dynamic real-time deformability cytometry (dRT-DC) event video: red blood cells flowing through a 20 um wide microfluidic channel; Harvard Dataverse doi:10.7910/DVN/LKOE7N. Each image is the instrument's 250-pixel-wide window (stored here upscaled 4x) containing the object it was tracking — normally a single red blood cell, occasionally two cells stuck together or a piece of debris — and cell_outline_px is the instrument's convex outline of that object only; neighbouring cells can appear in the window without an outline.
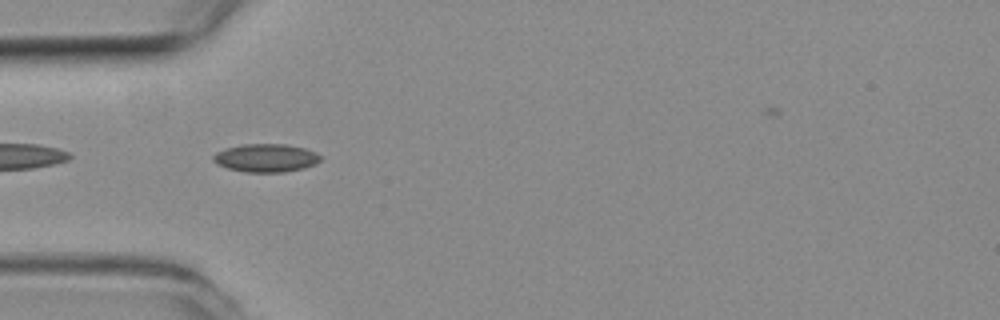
{"species": "common noctule bat (a hibernating species)", "species_latin": "Nyctalus noctula", "temperature_condition": "room temperature", "stored_images_in_passage": 41, "camera_frame_rate_fps": 3000, "um_per_image_px": 0.085, "animal": {"sex": "female", "body_mass_g": 19.3, "forearm_length_mm": 54.1}, "frame": {"image": 1, "passage_image": 2, "time_ms": 0.333, "image_size_px": [1000, 320], "cell_outline_px": [[320, 160], [316, 164], [304, 168], [284, 172], [244, 172], [228, 168], [216, 164], [212, 160], [212, 156], [216, 152], [224, 148], [240, 144], [284, 144], [304, 148], [316, 152], [320, 156]], "centroid_in_image_um": [22.57, 13.42], "position_along_channel_um": 62.4, "area_um2": 17.74}}
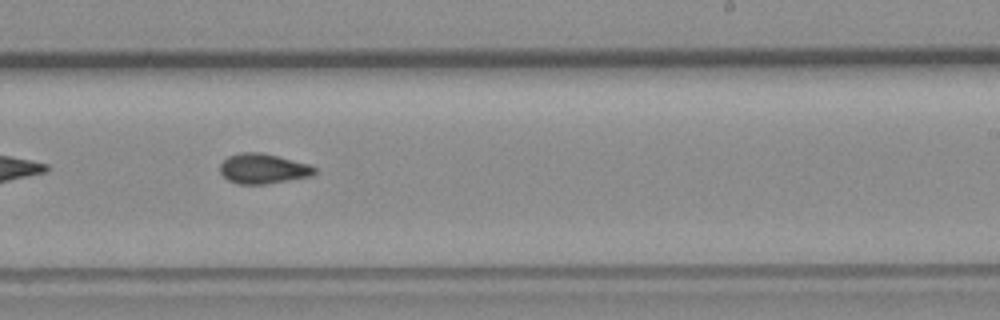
{"frame": {"image": 2, "passage_image": 19, "time_ms": 6.0, "image_size_px": [1000, 320], "cell_outline_px": [[320, 172], [312, 176], [264, 184], [236, 184], [228, 180], [220, 172], [220, 164], [228, 156], [240, 152], [260, 152], [312, 164]], "centroid_in_image_um": [22.41, 14.33], "position_along_channel_um": 266.6, "area_um2": 16.76}}
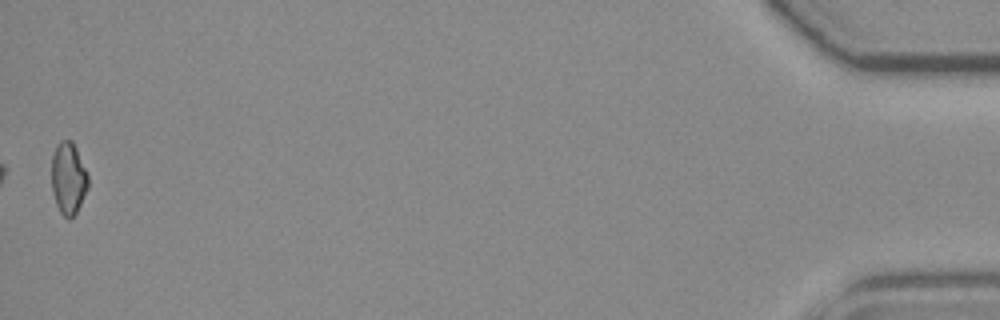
{"frame": {"image": 3, "passage_image": 41, "time_ms": 13.333, "image_size_px": [1000, 320], "cell_outline_px": [[88, 188], [76, 212], [68, 220], [60, 212], [56, 204], [52, 192], [52, 156], [56, 144], [60, 140], [72, 140], [76, 148], [88, 176]], "centroid_in_image_um": [5.8, 15.14], "position_along_channel_um": 429.4, "area_um2": 15.26}, "authors_computed_cell_mechanics": {"area_um2": 16.0684, "velocity_mm_per_s": 3.621, "shape_relaxation_time_tau1_ms": null, "shape_relaxation_time_tau2_ms": 2.2361, "deformation_change_tau1": null, "deformation_change_tau2": 0.0769}}